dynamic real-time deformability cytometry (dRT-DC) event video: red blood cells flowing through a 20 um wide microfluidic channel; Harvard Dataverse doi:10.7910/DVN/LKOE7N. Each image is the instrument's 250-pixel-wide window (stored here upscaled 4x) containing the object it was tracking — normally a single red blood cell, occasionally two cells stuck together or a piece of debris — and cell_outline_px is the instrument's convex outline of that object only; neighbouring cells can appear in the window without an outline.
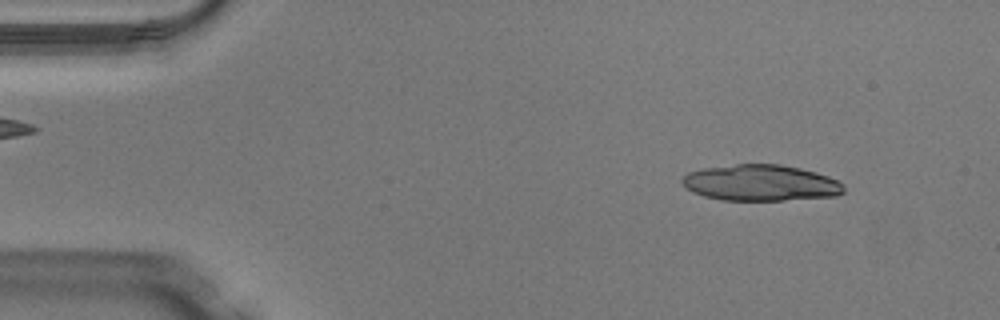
{"species": "Egyptian fruit bat (a non-hibernating species)", "species_latin": "Rousettus aegyptiacus", "temperature_condition": "warm", "stored_images_in_passage": 47, "segment_of_instrument_passage": [1, 2], "camera_frame_rate_fps": 3000, "um_per_image_px": 0.085, "animal": {"sex": "male"}, "frame": {"image": 1, "passage_image": 5, "time_ms": 1.333, "image_size_px": [1000, 320], "cell_outline_px": [[844, 192], [836, 196], [784, 200], [720, 200], [704, 196], [692, 192], [680, 180], [688, 172], [704, 168], [736, 164], [780, 164], [800, 168], [816, 172], [828, 176], [844, 184]], "centroid_in_image_um": [64.67, 15.54], "position_along_channel_um": 20.3, "area_um2": 34.04}}